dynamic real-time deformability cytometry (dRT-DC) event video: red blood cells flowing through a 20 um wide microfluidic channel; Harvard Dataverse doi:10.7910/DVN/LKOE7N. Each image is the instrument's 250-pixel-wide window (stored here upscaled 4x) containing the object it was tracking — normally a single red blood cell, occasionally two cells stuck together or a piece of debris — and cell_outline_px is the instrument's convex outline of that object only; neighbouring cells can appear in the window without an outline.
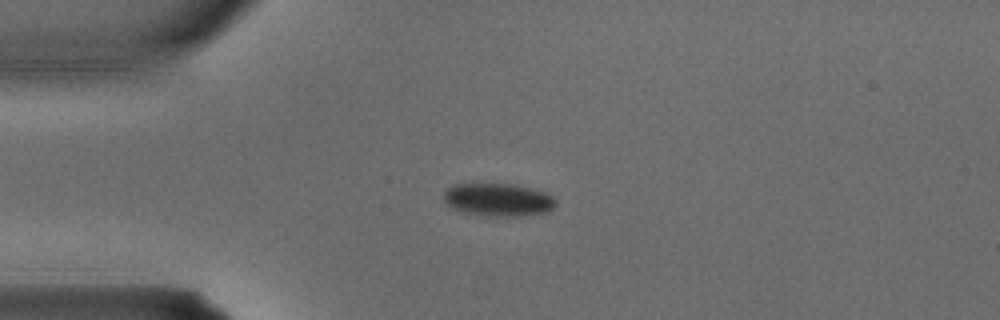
{"species": "common noctule bat (a hibernating species)", "species_latin": "Nyctalus noctula", "temperature_condition": "warm", "stored_images_in_passage": 2, "camera_frame_rate_fps": 3000, "um_per_image_px": 0.085, "animal": {"sex": "male", "body_mass_g": 15.6}, "frame": {"image": 1, "passage_image": 2, "time_ms": 0.333, "image_size_px": [1000, 320], "cell_outline_px": [[556, 204], [548, 212], [520, 216], [484, 216], [464, 212], [452, 208], [444, 204], [444, 192], [452, 184], [508, 184], [528, 188], [544, 192], [552, 196], [556, 200]], "centroid_in_image_um": [42.31, 16.99], "position_along_channel_um": 42.7, "area_um2": 21.44}}